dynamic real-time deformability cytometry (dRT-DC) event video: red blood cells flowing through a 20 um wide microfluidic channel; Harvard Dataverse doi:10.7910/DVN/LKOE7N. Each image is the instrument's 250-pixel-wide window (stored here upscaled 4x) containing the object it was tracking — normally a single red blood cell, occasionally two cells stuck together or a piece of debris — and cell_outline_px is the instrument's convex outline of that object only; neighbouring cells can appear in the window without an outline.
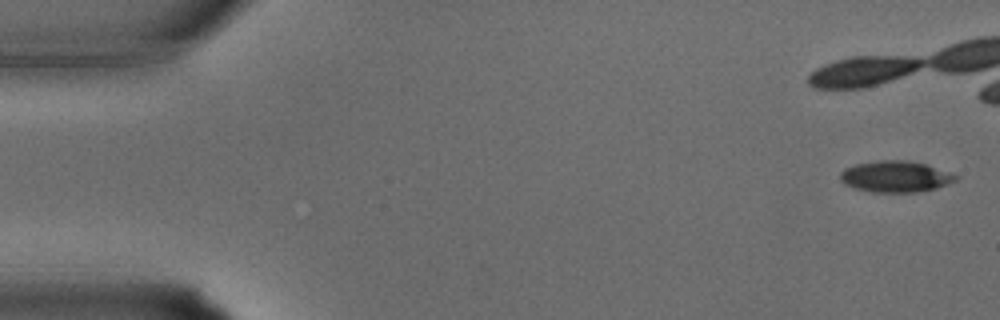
{"species": "common noctule bat (a hibernating species)", "species_latin": "Nyctalus noctula", "temperature_condition": "warm", "stored_images_in_passage": 19, "camera_frame_rate_fps": 3000, "um_per_image_px": 0.085, "animal": {"sex": "male", "body_mass_g": 15.6}, "frame": {"image": 1, "passage_image": 1, "time_ms": 0.0, "image_size_px": [1000, 320], "cell_outline_px": [[960, 176], [956, 180], [948, 184], [936, 188], [916, 192], [872, 192], [856, 188], [844, 184], [840, 180], [840, 172], [844, 168], [856, 164], [880, 160], [908, 160], [924, 164]], "centroid_in_image_um": [76.1, 15.01], "position_along_channel_um": 8.9, "area_um2": 20.92}}